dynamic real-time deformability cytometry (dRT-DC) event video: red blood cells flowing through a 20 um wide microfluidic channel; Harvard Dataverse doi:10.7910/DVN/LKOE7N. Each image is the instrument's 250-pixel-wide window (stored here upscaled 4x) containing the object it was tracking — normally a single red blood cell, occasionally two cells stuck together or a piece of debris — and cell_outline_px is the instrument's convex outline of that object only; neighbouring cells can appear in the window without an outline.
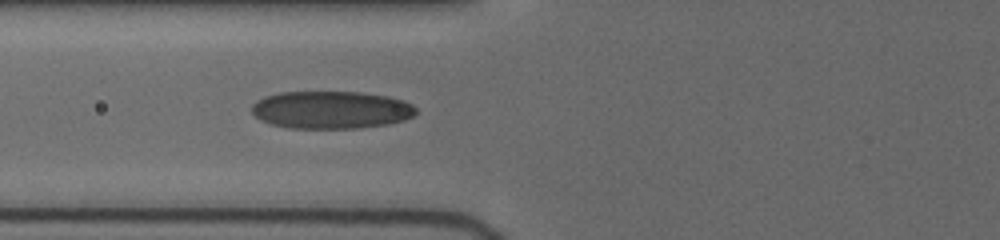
{"species": "human", "species_latin": "Homo sapiens", "temperature_condition": "cold", "stored_images_in_passage": 25, "camera_frame_rate_fps": 3000, "um_per_image_px": 0.085, "donor": {"sex": "female"}, "frame": {"image": 1, "passage_image": 22, "time_ms": 8.0, "image_size_px": [1000, 240], "cell_outline_px": [[416, 112], [412, 116], [404, 120], [388, 124], [356, 128], [288, 128], [272, 124], [260, 120], [252, 112], [252, 104], [256, 100], [264, 96], [280, 92], [360, 92], [388, 96], [412, 104], [416, 108]], "centroid_in_image_um": [28.11, 9.33], "position_along_channel_um": 97.7, "area_um2": 36.01}}
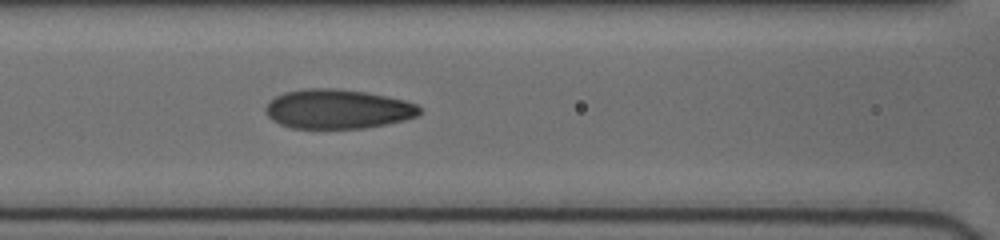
{"frame": {"image": 2, "passage_image": 25, "time_ms": 9.0, "image_size_px": [1000, 240], "cell_outline_px": [[420, 112], [416, 116], [404, 120], [364, 128], [292, 128], [280, 124], [272, 120], [268, 116], [264, 108], [276, 96], [284, 92], [308, 88], [336, 88], [368, 92], [404, 100], [416, 104], [420, 108]], "centroid_in_image_um": [28.69, 9.26], "position_along_channel_um": 137.9, "area_um2": 35.2}}